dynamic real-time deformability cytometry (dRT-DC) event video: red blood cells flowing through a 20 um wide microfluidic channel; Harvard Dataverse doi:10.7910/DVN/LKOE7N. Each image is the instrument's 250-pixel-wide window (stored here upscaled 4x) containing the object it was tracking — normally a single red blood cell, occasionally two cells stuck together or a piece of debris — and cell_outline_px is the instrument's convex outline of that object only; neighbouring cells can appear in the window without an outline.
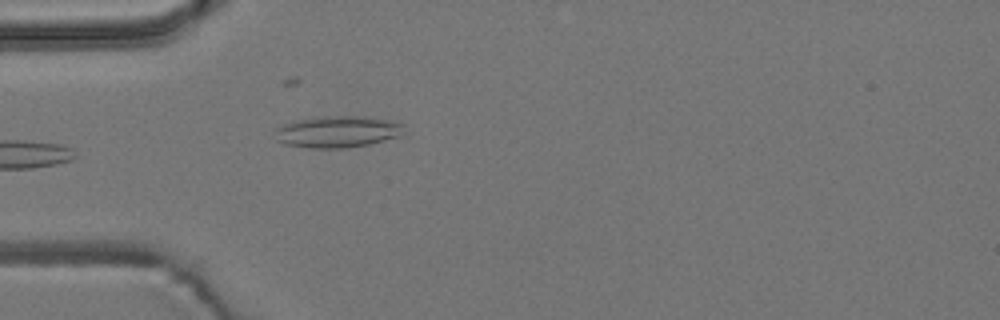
{"species": "common noctule bat (a hibernating species)", "species_latin": "Nyctalus noctula", "temperature_condition": "room temperature", "stored_images_in_passage": 5, "camera_frame_rate_fps": 3000, "um_per_image_px": 0.085, "animal": {"sex": "male", "body_mass_g": 19.2, "forearm_length_mm": 51.8}, "frame": {"image": 1, "passage_image": 5, "time_ms": 1.333, "image_size_px": [1000, 320], "cell_outline_px": [[404, 132], [396, 136], [368, 144], [344, 148], [312, 148], [284, 144], [276, 140], [276, 128], [284, 124], [296, 120], [324, 116], [364, 116], [404, 124]], "centroid_in_image_um": [28.64, 11.19], "position_along_channel_um": 56.4, "area_um2": 23.41}}